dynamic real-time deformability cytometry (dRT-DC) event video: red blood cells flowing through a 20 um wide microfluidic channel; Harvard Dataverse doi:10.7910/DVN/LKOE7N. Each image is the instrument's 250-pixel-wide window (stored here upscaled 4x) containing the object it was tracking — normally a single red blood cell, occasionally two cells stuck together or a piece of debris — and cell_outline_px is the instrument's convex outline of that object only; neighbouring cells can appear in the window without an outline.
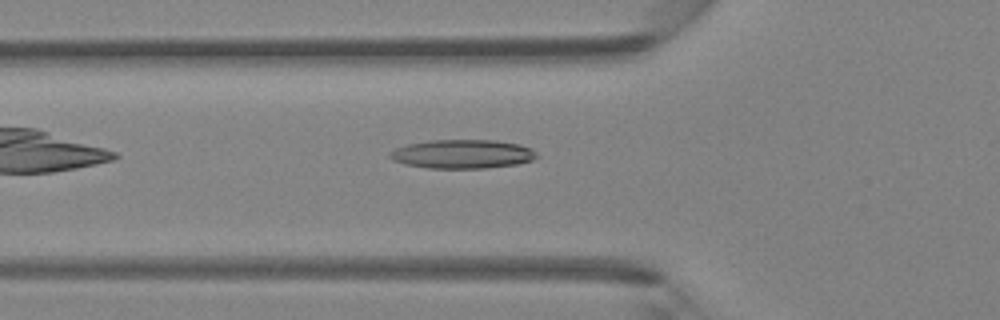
{"species": "Egyptian fruit bat (a non-hibernating species)", "species_latin": "Rousettus aegyptiacus", "temperature_condition": "room temperature", "stored_images_in_passage": 31, "camera_frame_rate_fps": 3000, "um_per_image_px": 0.085, "animal": {"sex": "female"}, "frame": {"image": 1, "passage_image": 5, "time_ms": 1.333, "image_size_px": [1000, 320], "cell_outline_px": [[540, 156], [532, 160], [516, 164], [484, 168], [428, 168], [404, 164], [392, 160], [388, 156], [388, 152], [396, 148], [408, 144], [428, 140], [492, 140], [520, 144], [532, 148]], "centroid_in_image_um": [39.3, 13.09], "position_along_channel_um": 86.5, "area_um2": 24.85}}
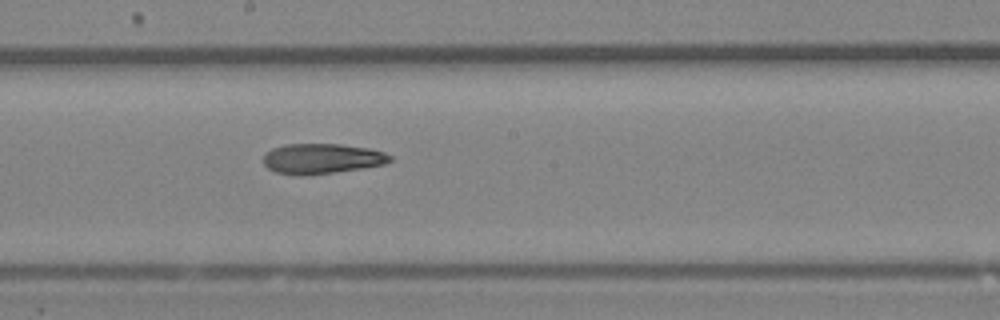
{"frame": {"image": 2, "passage_image": 14, "time_ms": 4.333, "image_size_px": [1000, 320], "cell_outline_px": [[392, 160], [384, 164], [360, 168], [304, 176], [300, 176], [276, 172], [268, 168], [264, 164], [264, 156], [272, 148], [284, 144], [340, 144], [368, 148], [384, 152], [392, 156]], "centroid_in_image_um": [27.35, 13.48], "position_along_channel_um": 220.9, "area_um2": 22.14}}
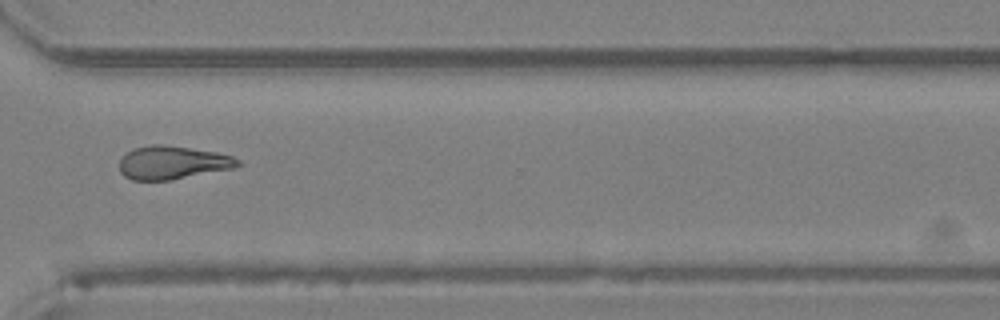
{"frame": {"image": 3, "passage_image": 23, "time_ms": 7.333, "image_size_px": [1000, 320], "cell_outline_px": [[244, 164], [232, 168], [168, 180], [132, 180], [124, 176], [120, 172], [120, 160], [132, 148], [152, 144], [164, 144], [216, 152], [232, 156], [240, 160]], "centroid_in_image_um": [14.66, 13.81], "position_along_channel_um": 355.9, "area_um2": 22.83}}